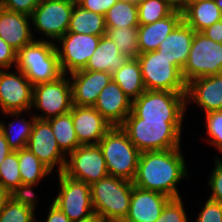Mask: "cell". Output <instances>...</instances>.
Segmentation results:
<instances>
[{"mask_svg":"<svg viewBox=\"0 0 222 222\" xmlns=\"http://www.w3.org/2000/svg\"><path fill=\"white\" fill-rule=\"evenodd\" d=\"M182 148L141 152L133 185L170 198L182 197L178 185L190 179Z\"/></svg>","mask_w":222,"mask_h":222,"instance_id":"cell-1","label":"cell"},{"mask_svg":"<svg viewBox=\"0 0 222 222\" xmlns=\"http://www.w3.org/2000/svg\"><path fill=\"white\" fill-rule=\"evenodd\" d=\"M184 121H145L132 111L120 125L140 151L170 150L182 147Z\"/></svg>","mask_w":222,"mask_h":222,"instance_id":"cell-2","label":"cell"},{"mask_svg":"<svg viewBox=\"0 0 222 222\" xmlns=\"http://www.w3.org/2000/svg\"><path fill=\"white\" fill-rule=\"evenodd\" d=\"M92 204L104 222H122L128 215L133 182L107 176L90 186Z\"/></svg>","mask_w":222,"mask_h":222,"instance_id":"cell-3","label":"cell"},{"mask_svg":"<svg viewBox=\"0 0 222 222\" xmlns=\"http://www.w3.org/2000/svg\"><path fill=\"white\" fill-rule=\"evenodd\" d=\"M16 68L33 84L51 82L62 75L55 43L34 40L17 52Z\"/></svg>","mask_w":222,"mask_h":222,"instance_id":"cell-4","label":"cell"},{"mask_svg":"<svg viewBox=\"0 0 222 222\" xmlns=\"http://www.w3.org/2000/svg\"><path fill=\"white\" fill-rule=\"evenodd\" d=\"M109 176L133 181L137 172L140 151L120 126L112 127L99 141Z\"/></svg>","mask_w":222,"mask_h":222,"instance_id":"cell-5","label":"cell"},{"mask_svg":"<svg viewBox=\"0 0 222 222\" xmlns=\"http://www.w3.org/2000/svg\"><path fill=\"white\" fill-rule=\"evenodd\" d=\"M131 111L145 121H184L186 92L145 90L132 100Z\"/></svg>","mask_w":222,"mask_h":222,"instance_id":"cell-6","label":"cell"},{"mask_svg":"<svg viewBox=\"0 0 222 222\" xmlns=\"http://www.w3.org/2000/svg\"><path fill=\"white\" fill-rule=\"evenodd\" d=\"M75 3L76 0H42L30 16L34 39L55 43L62 37L68 31Z\"/></svg>","mask_w":222,"mask_h":222,"instance_id":"cell-7","label":"cell"},{"mask_svg":"<svg viewBox=\"0 0 222 222\" xmlns=\"http://www.w3.org/2000/svg\"><path fill=\"white\" fill-rule=\"evenodd\" d=\"M137 59L146 90L186 92L187 83L182 72L171 63V60L157 51L139 54Z\"/></svg>","mask_w":222,"mask_h":222,"instance_id":"cell-8","label":"cell"},{"mask_svg":"<svg viewBox=\"0 0 222 222\" xmlns=\"http://www.w3.org/2000/svg\"><path fill=\"white\" fill-rule=\"evenodd\" d=\"M72 107V88L68 74H62L54 81L33 86L32 110L35 111L31 113L38 120H48L66 114Z\"/></svg>","mask_w":222,"mask_h":222,"instance_id":"cell-9","label":"cell"},{"mask_svg":"<svg viewBox=\"0 0 222 222\" xmlns=\"http://www.w3.org/2000/svg\"><path fill=\"white\" fill-rule=\"evenodd\" d=\"M219 74H222V43L195 31L188 60L182 69L185 82Z\"/></svg>","mask_w":222,"mask_h":222,"instance_id":"cell-10","label":"cell"},{"mask_svg":"<svg viewBox=\"0 0 222 222\" xmlns=\"http://www.w3.org/2000/svg\"><path fill=\"white\" fill-rule=\"evenodd\" d=\"M58 177V190L52 201L73 222L95 213L90 185L83 181L72 179L63 172L56 174Z\"/></svg>","mask_w":222,"mask_h":222,"instance_id":"cell-11","label":"cell"},{"mask_svg":"<svg viewBox=\"0 0 222 222\" xmlns=\"http://www.w3.org/2000/svg\"><path fill=\"white\" fill-rule=\"evenodd\" d=\"M101 36L66 32L55 42L62 74L84 69Z\"/></svg>","mask_w":222,"mask_h":222,"instance_id":"cell-12","label":"cell"},{"mask_svg":"<svg viewBox=\"0 0 222 222\" xmlns=\"http://www.w3.org/2000/svg\"><path fill=\"white\" fill-rule=\"evenodd\" d=\"M63 173L92 185L108 176L106 162L98 145H81L66 158Z\"/></svg>","mask_w":222,"mask_h":222,"instance_id":"cell-13","label":"cell"},{"mask_svg":"<svg viewBox=\"0 0 222 222\" xmlns=\"http://www.w3.org/2000/svg\"><path fill=\"white\" fill-rule=\"evenodd\" d=\"M14 70L0 69V113L32 111L34 85Z\"/></svg>","mask_w":222,"mask_h":222,"instance_id":"cell-14","label":"cell"},{"mask_svg":"<svg viewBox=\"0 0 222 222\" xmlns=\"http://www.w3.org/2000/svg\"><path fill=\"white\" fill-rule=\"evenodd\" d=\"M26 148L53 174L64 171L67 156L60 150L52 128L46 120H35Z\"/></svg>","mask_w":222,"mask_h":222,"instance_id":"cell-15","label":"cell"},{"mask_svg":"<svg viewBox=\"0 0 222 222\" xmlns=\"http://www.w3.org/2000/svg\"><path fill=\"white\" fill-rule=\"evenodd\" d=\"M190 104L199 107L201 114L222 110V74L198 77L188 82L186 112Z\"/></svg>","mask_w":222,"mask_h":222,"instance_id":"cell-16","label":"cell"},{"mask_svg":"<svg viewBox=\"0 0 222 222\" xmlns=\"http://www.w3.org/2000/svg\"><path fill=\"white\" fill-rule=\"evenodd\" d=\"M70 112L81 145H98L113 127L94 107L73 105Z\"/></svg>","mask_w":222,"mask_h":222,"instance_id":"cell-17","label":"cell"},{"mask_svg":"<svg viewBox=\"0 0 222 222\" xmlns=\"http://www.w3.org/2000/svg\"><path fill=\"white\" fill-rule=\"evenodd\" d=\"M72 88L73 105L93 107L99 94L112 80V73L77 70L68 74Z\"/></svg>","mask_w":222,"mask_h":222,"instance_id":"cell-18","label":"cell"},{"mask_svg":"<svg viewBox=\"0 0 222 222\" xmlns=\"http://www.w3.org/2000/svg\"><path fill=\"white\" fill-rule=\"evenodd\" d=\"M171 198L133 185L128 215L122 222H156Z\"/></svg>","mask_w":222,"mask_h":222,"instance_id":"cell-19","label":"cell"},{"mask_svg":"<svg viewBox=\"0 0 222 222\" xmlns=\"http://www.w3.org/2000/svg\"><path fill=\"white\" fill-rule=\"evenodd\" d=\"M113 127L120 126L131 113L132 100L112 79L93 106Z\"/></svg>","mask_w":222,"mask_h":222,"instance_id":"cell-20","label":"cell"},{"mask_svg":"<svg viewBox=\"0 0 222 222\" xmlns=\"http://www.w3.org/2000/svg\"><path fill=\"white\" fill-rule=\"evenodd\" d=\"M0 37L17 52L35 39L32 33L31 17L8 11L0 6Z\"/></svg>","mask_w":222,"mask_h":222,"instance_id":"cell-21","label":"cell"},{"mask_svg":"<svg viewBox=\"0 0 222 222\" xmlns=\"http://www.w3.org/2000/svg\"><path fill=\"white\" fill-rule=\"evenodd\" d=\"M195 31L182 21L159 45V54L165 56L181 72L185 66Z\"/></svg>","mask_w":222,"mask_h":222,"instance_id":"cell-22","label":"cell"},{"mask_svg":"<svg viewBox=\"0 0 222 222\" xmlns=\"http://www.w3.org/2000/svg\"><path fill=\"white\" fill-rule=\"evenodd\" d=\"M183 21V14L175 10L164 19L138 26L139 54L156 51L160 43Z\"/></svg>","mask_w":222,"mask_h":222,"instance_id":"cell-23","label":"cell"},{"mask_svg":"<svg viewBox=\"0 0 222 222\" xmlns=\"http://www.w3.org/2000/svg\"><path fill=\"white\" fill-rule=\"evenodd\" d=\"M0 114L1 117L2 115L5 116L4 120L3 117L2 119H0V127L3 130L4 136L9 147L13 151L26 148L28 140L30 138V134L32 133L34 122L37 118L33 114H31V111L7 112ZM23 114H25L26 116ZM6 117H12L13 121L6 122Z\"/></svg>","mask_w":222,"mask_h":222,"instance_id":"cell-24","label":"cell"},{"mask_svg":"<svg viewBox=\"0 0 222 222\" xmlns=\"http://www.w3.org/2000/svg\"><path fill=\"white\" fill-rule=\"evenodd\" d=\"M127 59L120 53L113 40L102 35L84 70L114 73L124 65Z\"/></svg>","mask_w":222,"mask_h":222,"instance_id":"cell-25","label":"cell"},{"mask_svg":"<svg viewBox=\"0 0 222 222\" xmlns=\"http://www.w3.org/2000/svg\"><path fill=\"white\" fill-rule=\"evenodd\" d=\"M183 21L194 31L202 32L222 20V12L214 0L191 1L183 10Z\"/></svg>","mask_w":222,"mask_h":222,"instance_id":"cell-26","label":"cell"},{"mask_svg":"<svg viewBox=\"0 0 222 222\" xmlns=\"http://www.w3.org/2000/svg\"><path fill=\"white\" fill-rule=\"evenodd\" d=\"M18 160L22 186L30 194L36 195L34 187L42 183L44 179L47 180L46 178L50 174L53 175V172L27 148L18 150Z\"/></svg>","mask_w":222,"mask_h":222,"instance_id":"cell-27","label":"cell"},{"mask_svg":"<svg viewBox=\"0 0 222 222\" xmlns=\"http://www.w3.org/2000/svg\"><path fill=\"white\" fill-rule=\"evenodd\" d=\"M38 199L33 194L11 195L0 213V222H36Z\"/></svg>","mask_w":222,"mask_h":222,"instance_id":"cell-28","label":"cell"},{"mask_svg":"<svg viewBox=\"0 0 222 222\" xmlns=\"http://www.w3.org/2000/svg\"><path fill=\"white\" fill-rule=\"evenodd\" d=\"M112 79L131 100L146 90L137 58H128L123 66L112 73Z\"/></svg>","mask_w":222,"mask_h":222,"instance_id":"cell-29","label":"cell"},{"mask_svg":"<svg viewBox=\"0 0 222 222\" xmlns=\"http://www.w3.org/2000/svg\"><path fill=\"white\" fill-rule=\"evenodd\" d=\"M67 32L95 36L105 35L106 25L104 15L86 10L75 3Z\"/></svg>","mask_w":222,"mask_h":222,"instance_id":"cell-30","label":"cell"},{"mask_svg":"<svg viewBox=\"0 0 222 222\" xmlns=\"http://www.w3.org/2000/svg\"><path fill=\"white\" fill-rule=\"evenodd\" d=\"M46 121L52 128L60 150L66 156L81 146L75 133L71 112L50 118Z\"/></svg>","mask_w":222,"mask_h":222,"instance_id":"cell-31","label":"cell"},{"mask_svg":"<svg viewBox=\"0 0 222 222\" xmlns=\"http://www.w3.org/2000/svg\"><path fill=\"white\" fill-rule=\"evenodd\" d=\"M18 163V150L11 151L0 165V188L11 195L30 194L22 186Z\"/></svg>","mask_w":222,"mask_h":222,"instance_id":"cell-32","label":"cell"},{"mask_svg":"<svg viewBox=\"0 0 222 222\" xmlns=\"http://www.w3.org/2000/svg\"><path fill=\"white\" fill-rule=\"evenodd\" d=\"M106 27H138L137 4L129 0H118L104 15Z\"/></svg>","mask_w":222,"mask_h":222,"instance_id":"cell-33","label":"cell"},{"mask_svg":"<svg viewBox=\"0 0 222 222\" xmlns=\"http://www.w3.org/2000/svg\"><path fill=\"white\" fill-rule=\"evenodd\" d=\"M105 35L114 41L120 53L127 58H137L138 49V27H106Z\"/></svg>","mask_w":222,"mask_h":222,"instance_id":"cell-34","label":"cell"},{"mask_svg":"<svg viewBox=\"0 0 222 222\" xmlns=\"http://www.w3.org/2000/svg\"><path fill=\"white\" fill-rule=\"evenodd\" d=\"M139 25L164 19L175 11L168 0H146L137 5Z\"/></svg>","mask_w":222,"mask_h":222,"instance_id":"cell-35","label":"cell"},{"mask_svg":"<svg viewBox=\"0 0 222 222\" xmlns=\"http://www.w3.org/2000/svg\"><path fill=\"white\" fill-rule=\"evenodd\" d=\"M205 119V139L207 145L220 152L222 150V110L207 112Z\"/></svg>","mask_w":222,"mask_h":222,"instance_id":"cell-36","label":"cell"},{"mask_svg":"<svg viewBox=\"0 0 222 222\" xmlns=\"http://www.w3.org/2000/svg\"><path fill=\"white\" fill-rule=\"evenodd\" d=\"M183 198H171L156 222H190ZM189 219V220H188Z\"/></svg>","mask_w":222,"mask_h":222,"instance_id":"cell-37","label":"cell"},{"mask_svg":"<svg viewBox=\"0 0 222 222\" xmlns=\"http://www.w3.org/2000/svg\"><path fill=\"white\" fill-rule=\"evenodd\" d=\"M213 162L214 167L207 180V187L211 190L207 198L222 203V163L216 157Z\"/></svg>","mask_w":222,"mask_h":222,"instance_id":"cell-38","label":"cell"},{"mask_svg":"<svg viewBox=\"0 0 222 222\" xmlns=\"http://www.w3.org/2000/svg\"><path fill=\"white\" fill-rule=\"evenodd\" d=\"M194 222H222V203L206 198Z\"/></svg>","mask_w":222,"mask_h":222,"instance_id":"cell-39","label":"cell"},{"mask_svg":"<svg viewBox=\"0 0 222 222\" xmlns=\"http://www.w3.org/2000/svg\"><path fill=\"white\" fill-rule=\"evenodd\" d=\"M42 0H0V6L8 11L32 15Z\"/></svg>","mask_w":222,"mask_h":222,"instance_id":"cell-40","label":"cell"},{"mask_svg":"<svg viewBox=\"0 0 222 222\" xmlns=\"http://www.w3.org/2000/svg\"><path fill=\"white\" fill-rule=\"evenodd\" d=\"M17 51L0 37V69L16 68Z\"/></svg>","mask_w":222,"mask_h":222,"instance_id":"cell-41","label":"cell"},{"mask_svg":"<svg viewBox=\"0 0 222 222\" xmlns=\"http://www.w3.org/2000/svg\"><path fill=\"white\" fill-rule=\"evenodd\" d=\"M117 1L118 0H76V3L86 10L105 15Z\"/></svg>","mask_w":222,"mask_h":222,"instance_id":"cell-42","label":"cell"},{"mask_svg":"<svg viewBox=\"0 0 222 222\" xmlns=\"http://www.w3.org/2000/svg\"><path fill=\"white\" fill-rule=\"evenodd\" d=\"M48 213L45 214L44 222H72L53 202L48 206ZM36 222H42L36 219Z\"/></svg>","mask_w":222,"mask_h":222,"instance_id":"cell-43","label":"cell"},{"mask_svg":"<svg viewBox=\"0 0 222 222\" xmlns=\"http://www.w3.org/2000/svg\"><path fill=\"white\" fill-rule=\"evenodd\" d=\"M209 39L222 43V20L215 22L202 31Z\"/></svg>","mask_w":222,"mask_h":222,"instance_id":"cell-44","label":"cell"},{"mask_svg":"<svg viewBox=\"0 0 222 222\" xmlns=\"http://www.w3.org/2000/svg\"><path fill=\"white\" fill-rule=\"evenodd\" d=\"M11 151L13 150L9 147L4 136L3 130L0 127V165Z\"/></svg>","mask_w":222,"mask_h":222,"instance_id":"cell-45","label":"cell"},{"mask_svg":"<svg viewBox=\"0 0 222 222\" xmlns=\"http://www.w3.org/2000/svg\"><path fill=\"white\" fill-rule=\"evenodd\" d=\"M169 3L175 8V10L182 11L191 0H168Z\"/></svg>","mask_w":222,"mask_h":222,"instance_id":"cell-46","label":"cell"},{"mask_svg":"<svg viewBox=\"0 0 222 222\" xmlns=\"http://www.w3.org/2000/svg\"><path fill=\"white\" fill-rule=\"evenodd\" d=\"M11 194L8 191L3 190L0 188V213L4 209L5 203L10 198Z\"/></svg>","mask_w":222,"mask_h":222,"instance_id":"cell-47","label":"cell"},{"mask_svg":"<svg viewBox=\"0 0 222 222\" xmlns=\"http://www.w3.org/2000/svg\"><path fill=\"white\" fill-rule=\"evenodd\" d=\"M73 222H104V221L97 214L94 213L90 217Z\"/></svg>","mask_w":222,"mask_h":222,"instance_id":"cell-48","label":"cell"},{"mask_svg":"<svg viewBox=\"0 0 222 222\" xmlns=\"http://www.w3.org/2000/svg\"><path fill=\"white\" fill-rule=\"evenodd\" d=\"M216 5L219 7L220 11L222 12V0H214Z\"/></svg>","mask_w":222,"mask_h":222,"instance_id":"cell-49","label":"cell"},{"mask_svg":"<svg viewBox=\"0 0 222 222\" xmlns=\"http://www.w3.org/2000/svg\"><path fill=\"white\" fill-rule=\"evenodd\" d=\"M129 1L138 5L139 3L146 1V0H129Z\"/></svg>","mask_w":222,"mask_h":222,"instance_id":"cell-50","label":"cell"},{"mask_svg":"<svg viewBox=\"0 0 222 222\" xmlns=\"http://www.w3.org/2000/svg\"><path fill=\"white\" fill-rule=\"evenodd\" d=\"M222 154V150L220 152H218V154ZM215 157L222 163V159H220L221 157L219 155L215 154Z\"/></svg>","mask_w":222,"mask_h":222,"instance_id":"cell-51","label":"cell"}]
</instances>
